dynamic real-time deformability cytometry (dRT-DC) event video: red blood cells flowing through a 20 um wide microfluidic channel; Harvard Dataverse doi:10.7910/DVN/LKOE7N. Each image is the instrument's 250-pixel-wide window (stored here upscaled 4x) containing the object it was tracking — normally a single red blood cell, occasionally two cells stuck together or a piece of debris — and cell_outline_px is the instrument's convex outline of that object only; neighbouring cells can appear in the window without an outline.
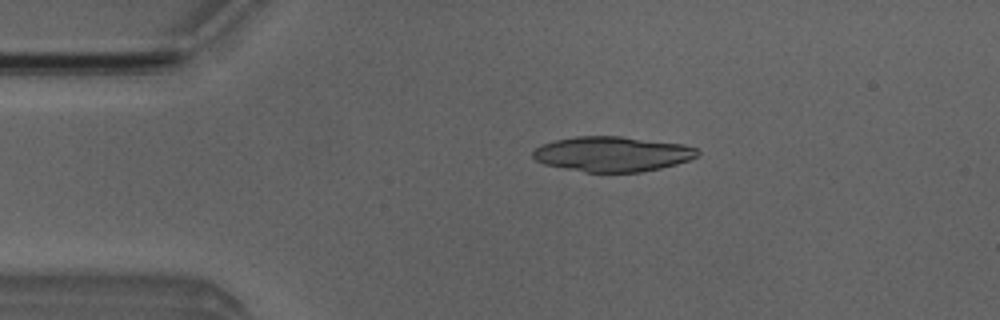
{"species": "Egyptian fruit bat (a non-hibernating species)", "species_latin": "Rousettus aegyptiacus", "temperature_condition": "room temperature", "stored_images_in_passage": 3, "camera_frame_rate_fps": 3000, "um_per_image_px": 0.085, "animal": {"sex": "male"}, "frame": {"image": 1, "passage_image": 2, "time_ms": 1.0, "image_size_px": [1000, 320], "cell_outline_px": [[700, 152], [696, 156], [688, 160], [676, 164], [660, 168], [640, 172], [584, 172], [544, 164], [536, 160], [532, 156], [532, 152], [536, 148], [544, 144], [556, 140], [576, 136], [620, 136], [684, 144], [696, 148]], "centroid_in_image_um": [52.05, 13.09], "position_along_channel_um": 32.9, "area_um2": 33.47}}